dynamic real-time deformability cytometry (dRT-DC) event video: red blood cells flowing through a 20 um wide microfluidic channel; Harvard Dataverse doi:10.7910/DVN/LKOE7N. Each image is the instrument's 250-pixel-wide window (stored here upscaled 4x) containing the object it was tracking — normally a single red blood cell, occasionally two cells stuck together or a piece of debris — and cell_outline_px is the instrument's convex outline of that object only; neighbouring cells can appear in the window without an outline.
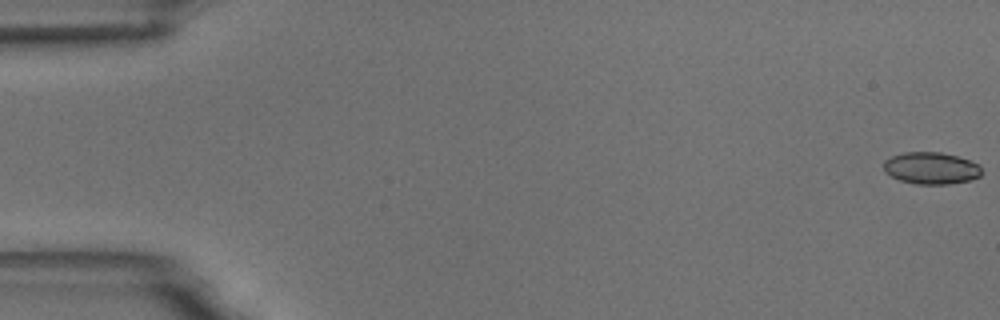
{"species": "common noctule bat (a hibernating species)", "species_latin": "Nyctalus noctula", "temperature_condition": "room temperature", "stored_images_in_passage": 6, "camera_frame_rate_fps": 3000, "um_per_image_px": 0.085, "animal": {"sex": "male", "body_mass_g": 18.8}, "frame": {"image": 1, "passage_image": 1, "time_ms": 0.0, "image_size_px": [1000, 320], "cell_outline_px": [[980, 176], [972, 180], [948, 184], [916, 184], [900, 180], [884, 172], [884, 160], [892, 156], [904, 152], [940, 152], [956, 156], [980, 164]], "centroid_in_image_um": [79.14, 14.29], "position_along_channel_um": 5.9, "area_um2": 18.21}}
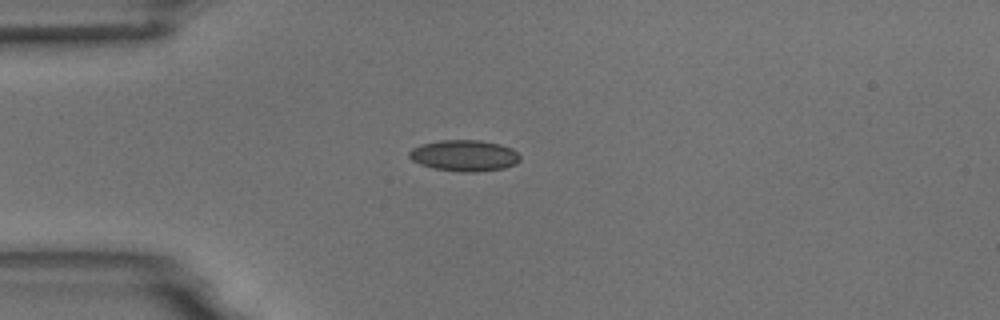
{"frame": {"image": 2, "passage_image": 5, "time_ms": 4.667, "image_size_px": [1000, 320], "cell_outline_px": [[520, 160], [516, 164], [504, 168], [476, 172], [460, 172], [432, 168], [420, 164], [412, 160], [408, 156], [408, 152], [412, 148], [420, 144], [440, 140], [480, 140], [500, 144], [512, 148], [520, 156]], "centroid_in_image_um": [39.45, 13.22], "position_along_channel_um": 45.5, "area_um2": 20.35}}
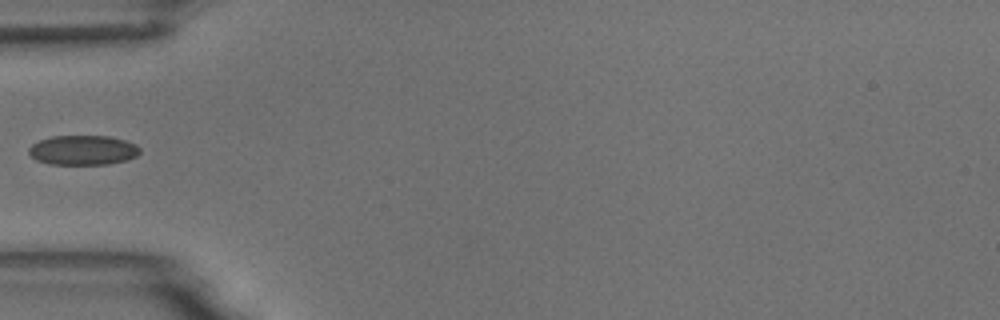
{"frame": {"image": 3, "passage_image": 6, "time_ms": 6.0, "image_size_px": [1000, 320], "cell_outline_px": [[140, 152], [136, 156], [128, 160], [108, 164], [48, 164], [36, 160], [28, 152], [28, 148], [32, 144], [40, 140], [52, 136], [108, 136], [124, 140], [136, 144], [140, 148]], "centroid_in_image_um": [7.05, 12.76], "position_along_channel_um": 77.9, "area_um2": 19.25}}